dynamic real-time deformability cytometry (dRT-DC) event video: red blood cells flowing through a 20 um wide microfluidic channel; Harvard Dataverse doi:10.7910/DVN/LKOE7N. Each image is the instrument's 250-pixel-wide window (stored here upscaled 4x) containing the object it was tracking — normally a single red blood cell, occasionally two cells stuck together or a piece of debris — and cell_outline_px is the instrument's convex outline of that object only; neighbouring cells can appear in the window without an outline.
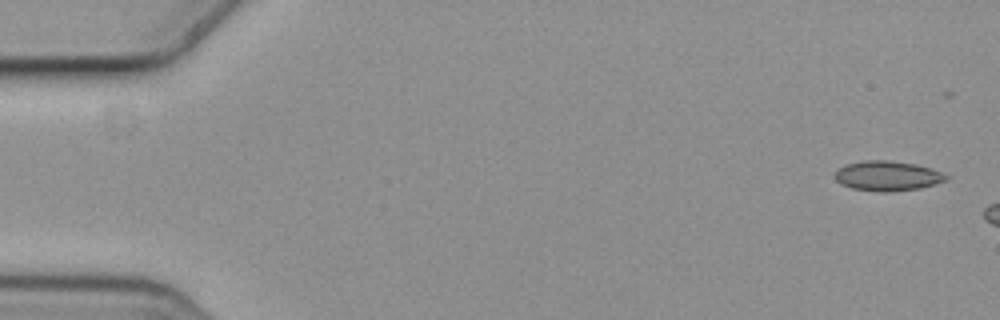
{"species": "common noctule bat (a hibernating species)", "species_latin": "Nyctalus noctula", "temperature_condition": "cold", "stored_images_in_passage": 4, "camera_frame_rate_fps": 3000, "um_per_image_px": 0.085, "animal": {"sex": "female", "body_mass_g": 19.3, "forearm_length_mm": 54.1}, "frame": {"image": 1, "passage_image": 1, "time_ms": 0.0, "image_size_px": [1000, 320], "cell_outline_px": [[948, 180], [920, 188], [888, 192], [880, 192], [852, 188], [840, 184], [836, 180], [836, 172], [840, 168], [848, 164], [864, 160], [888, 160], [916, 164], [940, 172], [948, 176]], "centroid_in_image_um": [75.43, 14.96], "position_along_channel_um": 9.6, "area_um2": 19.13}}